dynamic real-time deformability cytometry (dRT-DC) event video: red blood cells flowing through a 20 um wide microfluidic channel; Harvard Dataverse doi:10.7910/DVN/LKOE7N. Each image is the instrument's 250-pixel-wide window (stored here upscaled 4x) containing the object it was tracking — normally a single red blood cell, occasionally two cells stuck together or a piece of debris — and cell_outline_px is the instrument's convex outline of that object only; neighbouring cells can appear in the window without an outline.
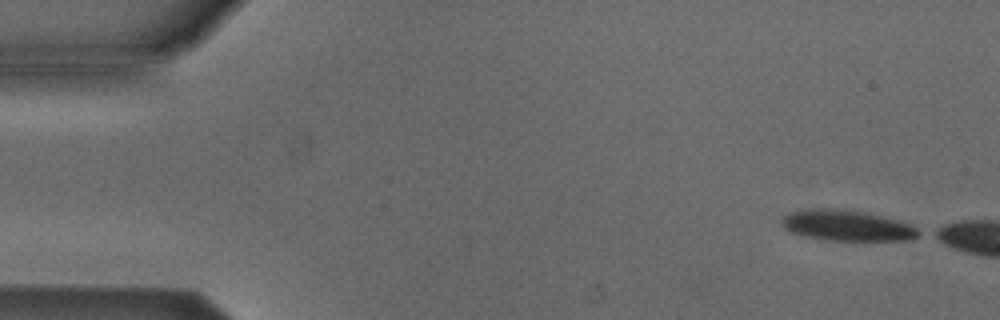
{"species": "Egyptian fruit bat (a non-hibernating species)", "species_latin": "Rousettus aegyptiacus", "temperature_condition": "cold", "stored_images_in_passage": 12, "camera_frame_rate_fps": 3000, "um_per_image_px": 0.085, "animal": {"sex": "male"}, "frame": {"image": 1, "passage_image": 1, "time_ms": 0.0, "image_size_px": [1000, 320], "cell_outline_px": [[924, 232], [920, 236], [912, 240], [832, 240], [808, 236], [792, 232], [780, 220], [784, 216], [800, 208], [840, 208], [868, 212], [912, 224]], "centroid_in_image_um": [72.1, 19.14], "position_along_channel_um": 12.9, "area_um2": 24.68}}
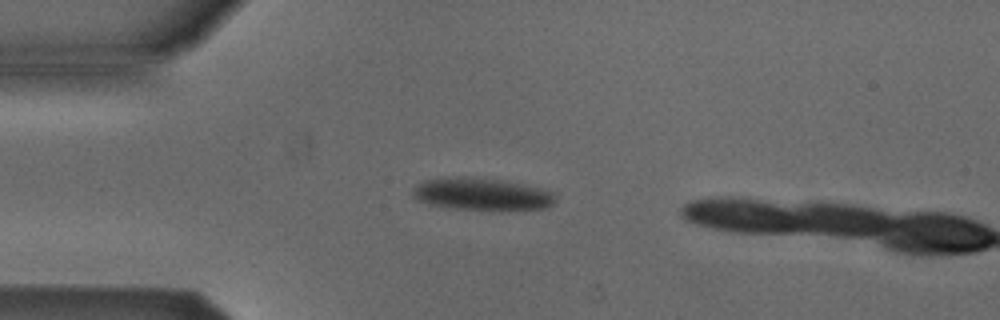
{"frame": {"image": 2, "passage_image": 11, "time_ms": 3.333, "image_size_px": [1000, 320], "cell_outline_px": [[556, 200], [552, 204], [544, 208], [500, 212], [452, 208], [432, 204], [420, 200], [412, 196], [412, 188], [424, 180], [448, 176], [472, 176], [504, 180], [524, 184], [552, 192]], "centroid_in_image_um": [40.96, 16.51], "position_along_channel_um": 44.0, "area_um2": 27.57}}